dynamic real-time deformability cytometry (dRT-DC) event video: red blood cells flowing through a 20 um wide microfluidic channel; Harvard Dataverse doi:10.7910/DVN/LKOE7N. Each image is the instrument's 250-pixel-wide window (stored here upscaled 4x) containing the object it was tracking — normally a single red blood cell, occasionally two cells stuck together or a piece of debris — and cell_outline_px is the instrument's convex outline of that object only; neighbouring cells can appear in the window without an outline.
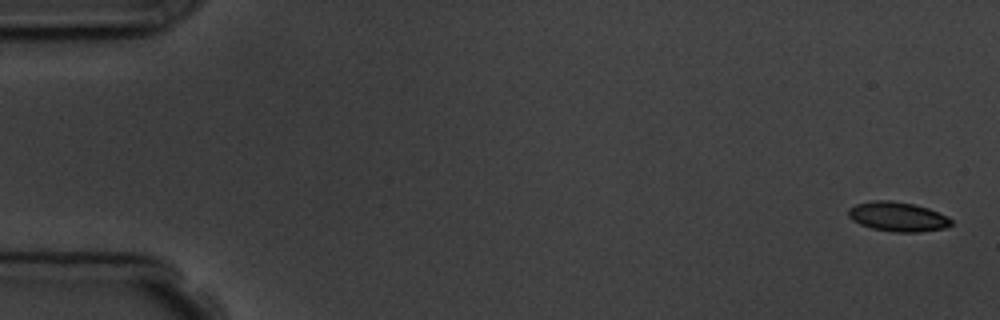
{"species": "common noctule bat (a hibernating species)", "species_latin": "Nyctalus noctula", "temperature_condition": "room temperature", "stored_images_in_passage": 6, "camera_frame_rate_fps": 3000, "um_per_image_px": 0.085, "animal": {"sex": "male", "body_mass_g": 19.5, "forearm_length_mm": 54.6}, "frame": {"image": 1, "passage_image": 1, "time_ms": 0.0, "image_size_px": [1000, 320], "cell_outline_px": [[952, 224], [944, 228], [920, 232], [896, 232], [872, 228], [860, 224], [852, 220], [848, 216], [848, 208], [856, 204], [872, 200], [892, 200], [912, 204], [928, 208], [948, 216], [952, 220]], "centroid_in_image_um": [76.3, 18.41], "position_along_channel_um": 8.7, "area_um2": 17.69}}
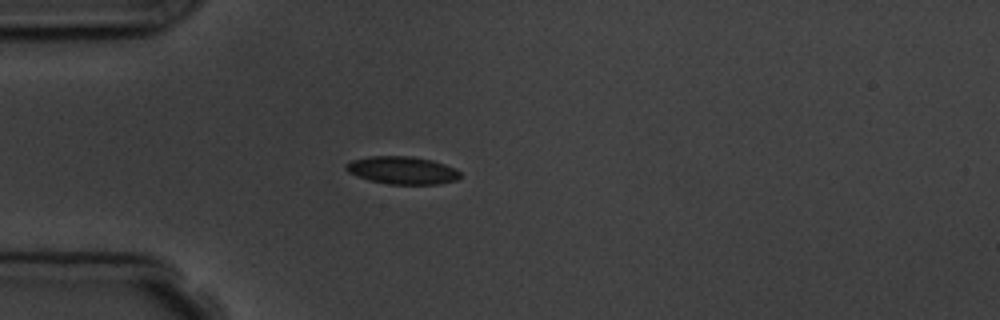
{"frame": {"image": 2, "passage_image": 5, "time_ms": 4.667, "image_size_px": [1000, 320], "cell_outline_px": [[460, 176], [456, 180], [440, 184], [388, 184], [368, 180], [348, 172], [344, 168], [344, 164], [352, 160], [368, 156], [412, 156], [432, 160], [456, 168], [460, 172]], "centroid_in_image_um": [34.18, 14.47], "position_along_channel_um": 50.8, "area_um2": 18.55}}